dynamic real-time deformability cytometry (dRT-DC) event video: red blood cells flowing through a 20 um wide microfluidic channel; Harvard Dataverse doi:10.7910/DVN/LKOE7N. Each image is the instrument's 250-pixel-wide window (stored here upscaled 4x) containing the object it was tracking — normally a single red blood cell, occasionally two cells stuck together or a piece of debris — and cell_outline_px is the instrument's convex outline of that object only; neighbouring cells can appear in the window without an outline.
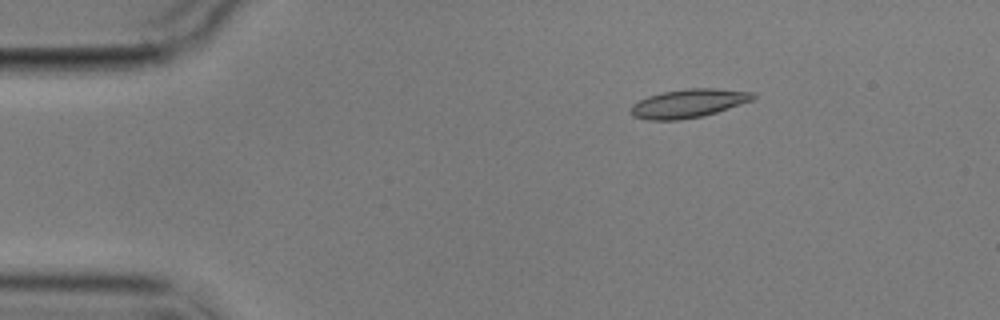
{"species": "common noctule bat (a hibernating species)", "species_latin": "Nyctalus noctula", "temperature_condition": "cold", "stored_images_in_passage": 5, "camera_frame_rate_fps": 3000, "um_per_image_px": 0.085, "animal": {"sex": "male", "body_mass_g": 17.9}, "frame": {"image": 1, "passage_image": 5, "time_ms": 5.667, "image_size_px": [1000, 320], "cell_outline_px": [[756, 96], [752, 100], [704, 116], [680, 120], [648, 120], [632, 116], [632, 104], [648, 96], [664, 92], [684, 88], [716, 88], [756, 92]], "centroid_in_image_um": [58.54, 8.78], "position_along_channel_um": 26.5, "area_um2": 20.35}}